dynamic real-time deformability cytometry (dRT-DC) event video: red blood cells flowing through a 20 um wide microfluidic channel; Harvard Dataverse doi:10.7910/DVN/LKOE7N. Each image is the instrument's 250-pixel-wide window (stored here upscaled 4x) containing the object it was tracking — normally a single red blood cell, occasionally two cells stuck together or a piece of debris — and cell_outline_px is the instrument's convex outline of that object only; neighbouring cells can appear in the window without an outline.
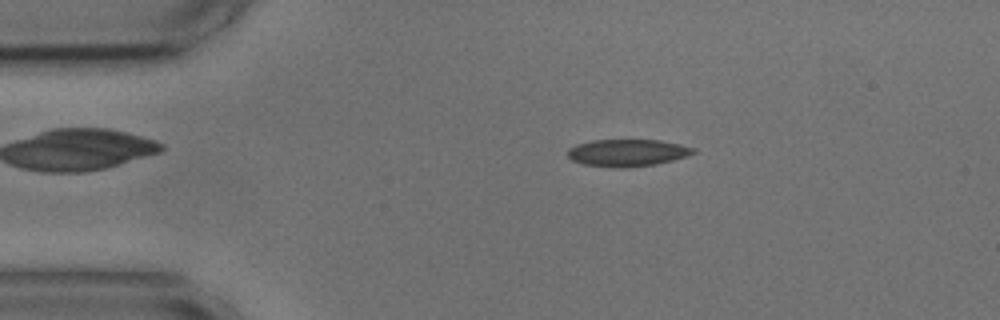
{"species": "common noctule bat (a hibernating species)", "species_latin": "Nyctalus noctula", "temperature_condition": "cold", "stored_images_in_passage": 53, "camera_frame_rate_fps": 3000, "um_per_image_px": 0.085, "animal": {"sex": "male", "body_mass_g": 17.9, "forearm_length_mm": 54.2}, "frame": {"image": 1, "passage_image": 9, "time_ms": 2.667, "image_size_px": [1000, 320], "cell_outline_px": [[696, 152], [688, 156], [656, 164], [620, 168], [584, 164], [572, 160], [568, 156], [568, 148], [576, 144], [592, 140], [660, 140], [680, 144], [696, 148]], "centroid_in_image_um": [53.34, 12.97], "position_along_channel_um": 31.7, "area_um2": 19.83}}
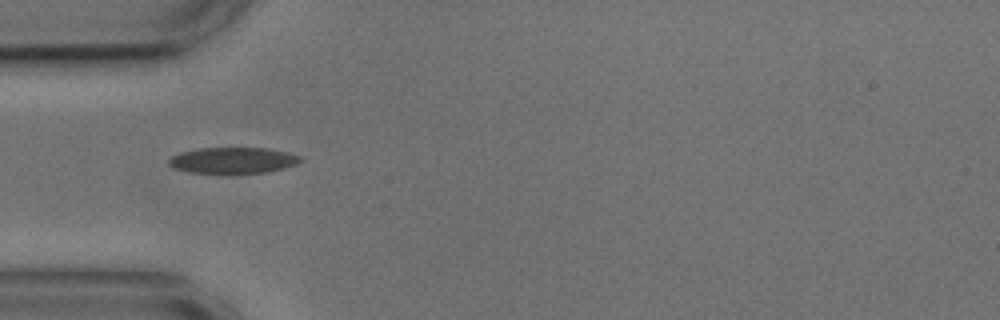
{"frame": {"image": 2, "passage_image": 15, "time_ms": 4.667, "image_size_px": [1000, 320], "cell_outline_px": [[304, 160], [296, 164], [284, 168], [268, 172], [192, 172], [176, 168], [168, 164], [168, 160], [172, 156], [180, 152], [200, 148], [268, 148], [288, 152], [300, 156]], "centroid_in_image_um": [19.85, 13.61], "position_along_channel_um": 65.2, "area_um2": 19.65}}
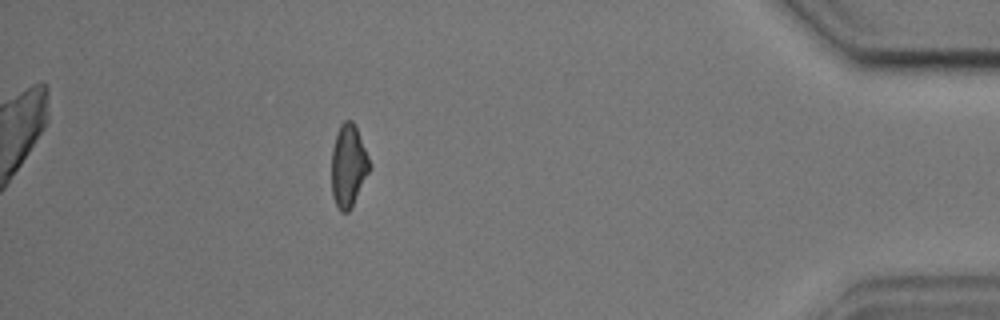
{"frame": {"image": 3, "passage_image": 47, "time_ms": 15.333, "image_size_px": [1000, 320], "cell_outline_px": [[372, 168], [348, 212], [340, 212], [332, 196], [332, 148], [340, 124], [344, 120], [352, 120], [356, 128], [372, 164]], "centroid_in_image_um": [29.62, 14.09], "position_along_channel_um": 405.6, "area_um2": 18.21}, "authors_computed_cell_mechanics": {"area_um2": 19.5364, "velocity_mm_per_s": 3.6621, "shape_relaxation_time_tau1_ms": 3.6821, "shape_relaxation_time_tau2_ms": 2.3872, "deformation_change_tau1": 0.1046, "deformation_change_tau2": 0.0845}}